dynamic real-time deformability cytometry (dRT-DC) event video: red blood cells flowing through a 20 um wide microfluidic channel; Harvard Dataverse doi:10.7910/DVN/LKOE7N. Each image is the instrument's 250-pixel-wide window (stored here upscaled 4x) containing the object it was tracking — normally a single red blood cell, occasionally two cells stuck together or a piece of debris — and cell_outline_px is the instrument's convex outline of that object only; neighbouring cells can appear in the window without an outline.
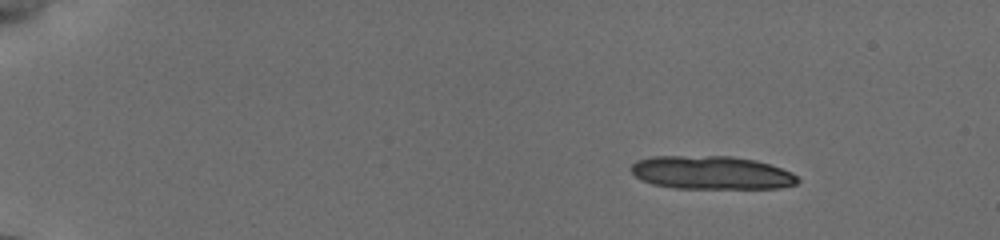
{"species": "common noctule bat (a hibernating species)", "species_latin": "Nyctalus noctula", "temperature_condition": "cold", "stored_images_in_passage": 31, "camera_frame_rate_fps": 3000, "um_per_image_px": 0.085, "animal": {"sex": "female", "body_mass_g": 19.5, "forearm_length_mm": 54.1}, "frame": {"image": 1, "passage_image": 1, "time_ms": 0.0, "image_size_px": [1000, 240], "cell_outline_px": [[800, 180], [796, 184], [780, 188], [676, 188], [652, 184], [636, 176], [632, 172], [632, 164], [636, 160], [652, 156], [732, 156], [756, 160], [792, 172]], "centroid_in_image_um": [60.48, 14.67], "position_along_channel_um": 24.5, "area_um2": 32.25}}
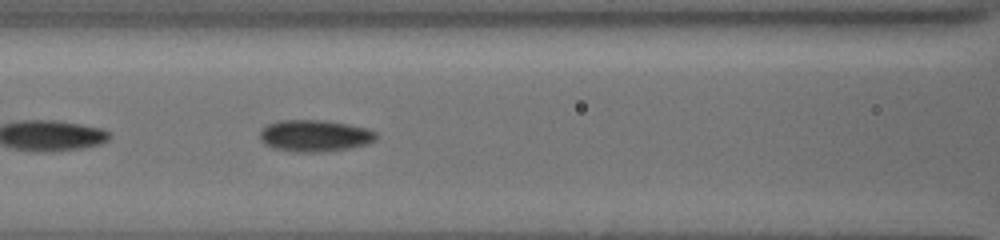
{"frame": {"image": 2, "passage_image": 22, "time_ms": 6.333, "image_size_px": [1000, 240], "cell_outline_px": [[376, 140], [368, 144], [348, 148], [324, 152], [292, 152], [272, 148], [264, 144], [260, 140], [260, 132], [268, 124], [280, 120], [320, 120], [348, 124], [368, 128], [376, 132]], "centroid_in_image_um": [26.75, 11.55], "position_along_channel_um": 139.9, "area_um2": 21.62}}